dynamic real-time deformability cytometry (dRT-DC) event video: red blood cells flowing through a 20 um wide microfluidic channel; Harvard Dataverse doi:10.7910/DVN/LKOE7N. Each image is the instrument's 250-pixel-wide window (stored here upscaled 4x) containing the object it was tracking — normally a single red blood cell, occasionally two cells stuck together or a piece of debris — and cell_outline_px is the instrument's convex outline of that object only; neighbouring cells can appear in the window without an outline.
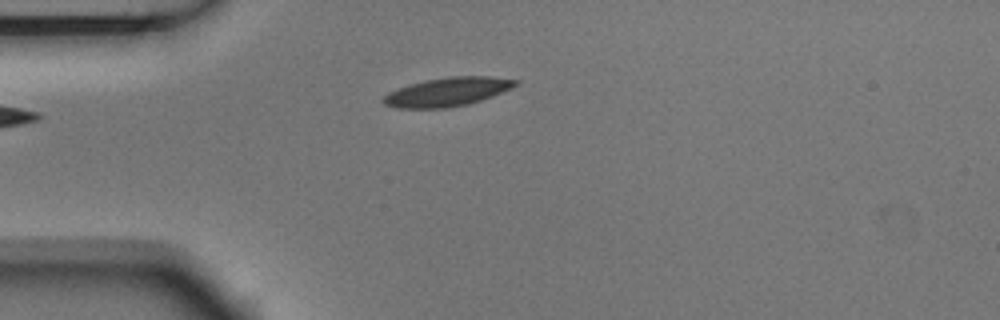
{"species": "Egyptian fruit bat (a non-hibernating species)", "species_latin": "Rousettus aegyptiacus", "temperature_condition": "room temperature", "stored_images_in_passage": 2, "camera_frame_rate_fps": 3000, "um_per_image_px": 0.085, "animal": {"sex": "male"}, "frame": {"image": 1, "passage_image": 2, "time_ms": 0.333, "image_size_px": [1000, 320], "cell_outline_px": [[520, 84], [492, 96], [468, 104], [444, 108], [396, 108], [384, 104], [380, 100], [388, 92], [408, 84], [428, 80], [452, 76], [488, 76], [520, 80]], "centroid_in_image_um": [38.02, 7.81], "position_along_channel_um": 47.0, "area_um2": 22.08}}